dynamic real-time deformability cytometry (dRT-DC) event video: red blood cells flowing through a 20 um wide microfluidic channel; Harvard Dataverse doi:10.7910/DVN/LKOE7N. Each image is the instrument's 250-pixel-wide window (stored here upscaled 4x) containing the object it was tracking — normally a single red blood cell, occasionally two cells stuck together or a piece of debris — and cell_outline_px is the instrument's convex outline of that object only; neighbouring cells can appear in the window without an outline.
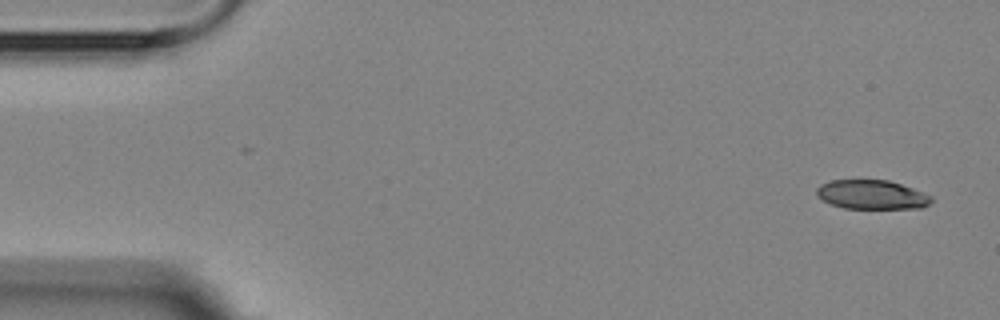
{"species": "Egyptian fruit bat (a non-hibernating species)", "species_latin": "Rousettus aegyptiacus", "temperature_condition": "room temperature", "stored_images_in_passage": 4, "camera_frame_rate_fps": 3000, "um_per_image_px": 0.085, "animal": {"sex": "female"}, "frame": {"image": 1, "passage_image": 1, "time_ms": 0.0, "image_size_px": [1000, 320], "cell_outline_px": [[932, 200], [928, 204], [920, 208], [844, 208], [832, 204], [824, 200], [816, 192], [816, 188], [820, 184], [832, 180], [888, 180], [912, 188], [932, 196]], "centroid_in_image_um": [74.1, 16.54], "position_along_channel_um": 10.9, "area_um2": 19.19}}
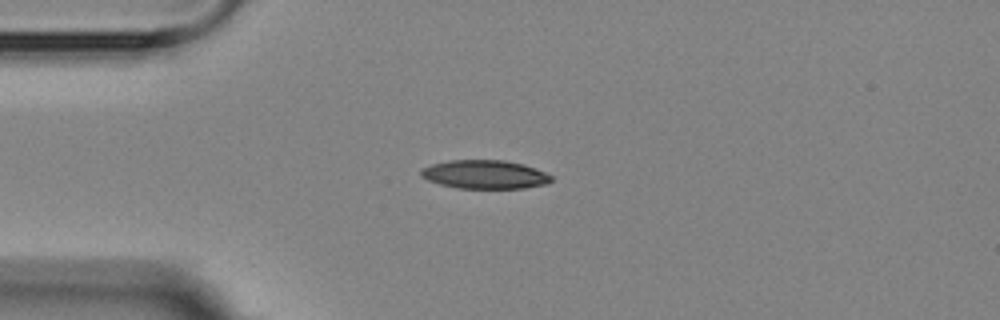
{"frame": {"image": 2, "passage_image": 4, "time_ms": 3.667, "image_size_px": [1000, 320], "cell_outline_px": [[552, 180], [548, 184], [524, 188], [460, 188], [440, 184], [428, 180], [420, 176], [420, 172], [424, 168], [432, 164], [448, 160], [504, 160], [524, 164], [536, 168], [552, 176]], "centroid_in_image_um": [41.24, 14.82], "position_along_channel_um": 43.8, "area_um2": 21.73}}